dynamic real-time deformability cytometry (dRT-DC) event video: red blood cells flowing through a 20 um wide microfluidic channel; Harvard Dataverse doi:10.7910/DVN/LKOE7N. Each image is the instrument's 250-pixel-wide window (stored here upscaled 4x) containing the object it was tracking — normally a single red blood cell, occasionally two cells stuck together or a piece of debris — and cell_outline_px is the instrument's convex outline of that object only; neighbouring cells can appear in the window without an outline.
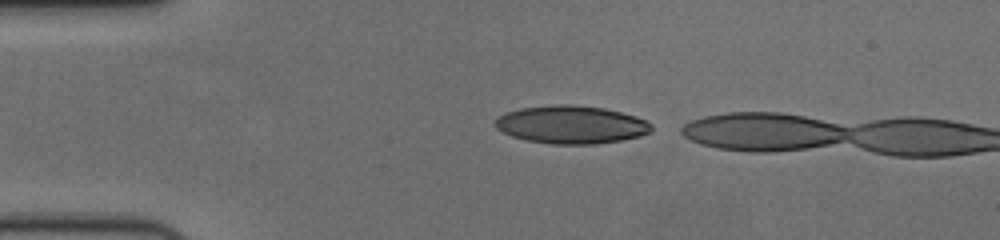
{"species": "human", "species_latin": "Homo sapiens", "temperature_condition": "cold", "stored_images_in_passage": 5, "camera_frame_rate_fps": 3000, "um_per_image_px": 0.085, "donor": {"sex": "female"}, "frame": {"image": 1, "passage_image": 1, "time_ms": 0.0, "image_size_px": [1000, 240], "cell_outline_px": [[652, 132], [640, 136], [620, 140], [596, 144], [552, 144], [528, 140], [512, 136], [496, 128], [496, 120], [500, 116], [508, 112], [520, 108], [556, 104], [568, 104], [604, 108], [636, 116], [652, 124]], "centroid_in_image_um": [48.59, 10.59], "position_along_channel_um": 36.4, "area_um2": 34.33}}